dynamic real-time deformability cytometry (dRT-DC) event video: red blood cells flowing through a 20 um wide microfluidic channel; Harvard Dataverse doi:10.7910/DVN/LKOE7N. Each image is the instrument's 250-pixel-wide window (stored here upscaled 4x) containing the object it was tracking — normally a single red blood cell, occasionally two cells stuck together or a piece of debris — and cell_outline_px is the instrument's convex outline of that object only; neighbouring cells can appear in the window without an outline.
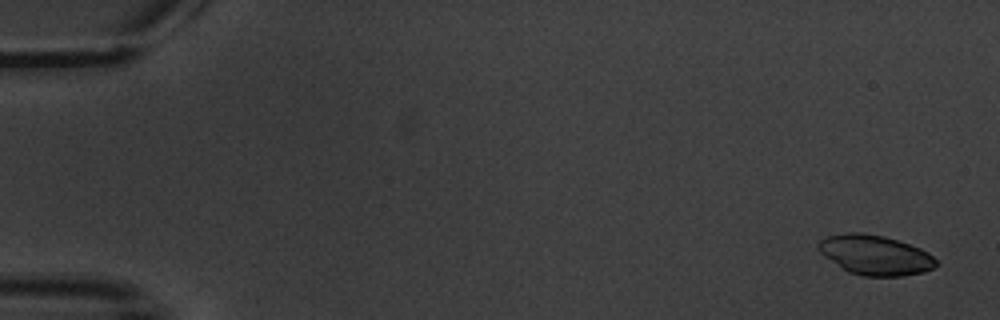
{"species": "common noctule bat (a hibernating species)", "species_latin": "Nyctalus noctula", "temperature_condition": "warm", "stored_images_in_passage": 6, "camera_frame_rate_fps": 3000, "um_per_image_px": 0.085, "animal": {"sex": "male", "body_mass_g": 20.1, "forearm_length_mm": 53.5}, "frame": {"image": 1, "passage_image": 1, "time_ms": 0.0, "image_size_px": [1000, 320], "cell_outline_px": [[936, 264], [932, 268], [924, 272], [900, 276], [864, 276], [848, 272], [824, 256], [820, 252], [816, 244], [820, 240], [828, 236], [844, 232], [860, 232], [884, 236], [920, 248], [928, 252], [936, 260]], "centroid_in_image_um": [74.35, 21.67], "position_along_channel_um": 10.6, "area_um2": 27.17}}